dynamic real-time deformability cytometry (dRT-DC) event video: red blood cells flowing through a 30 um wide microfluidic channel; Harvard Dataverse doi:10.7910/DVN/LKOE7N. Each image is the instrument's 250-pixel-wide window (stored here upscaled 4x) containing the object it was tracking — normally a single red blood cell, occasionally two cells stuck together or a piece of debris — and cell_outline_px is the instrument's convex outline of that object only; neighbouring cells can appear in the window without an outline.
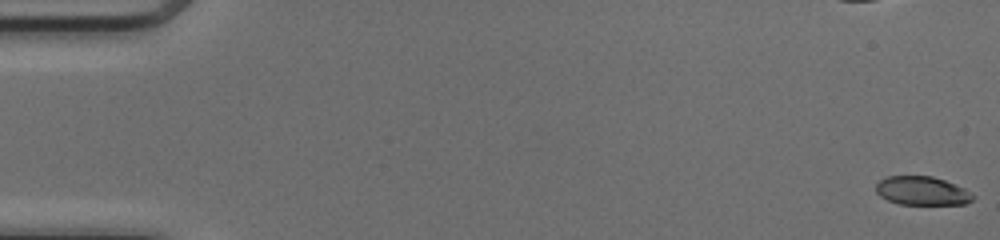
{"species": "common noctule bat (a hibernating species)", "species_latin": "Nyctalus noctula", "temperature_condition": "cold", "stored_images_in_passage": 51, "camera_frame_rate_fps": 3000, "um_per_image_px": 0.085, "animal": {"sex": "female", "body_mass_g": 17.0, "forearm_length_mm": 48.0}, "frame": {"image": 1, "passage_image": 1, "time_ms": 0.0, "image_size_px": [1000, 240], "cell_outline_px": [[976, 196], [972, 200], [964, 204], [900, 204], [888, 200], [880, 196], [876, 192], [876, 184], [880, 180], [888, 176], [932, 176], [944, 180], [964, 188]], "centroid_in_image_um": [78.37, 16.22], "position_along_channel_um": 6.6, "area_um2": 16.13}, "authors_computed_cell_mechanics": {"area_um2": 18.7272, "velocity_mm_per_s": 4.1343, "shape_relaxation_time_tau1_ms": 4.2059, "shape_relaxation_time_tau2_ms": 1.9014, "deformation_change_tau1": 0.2045, "deformation_change_tau2": 0.0686}}